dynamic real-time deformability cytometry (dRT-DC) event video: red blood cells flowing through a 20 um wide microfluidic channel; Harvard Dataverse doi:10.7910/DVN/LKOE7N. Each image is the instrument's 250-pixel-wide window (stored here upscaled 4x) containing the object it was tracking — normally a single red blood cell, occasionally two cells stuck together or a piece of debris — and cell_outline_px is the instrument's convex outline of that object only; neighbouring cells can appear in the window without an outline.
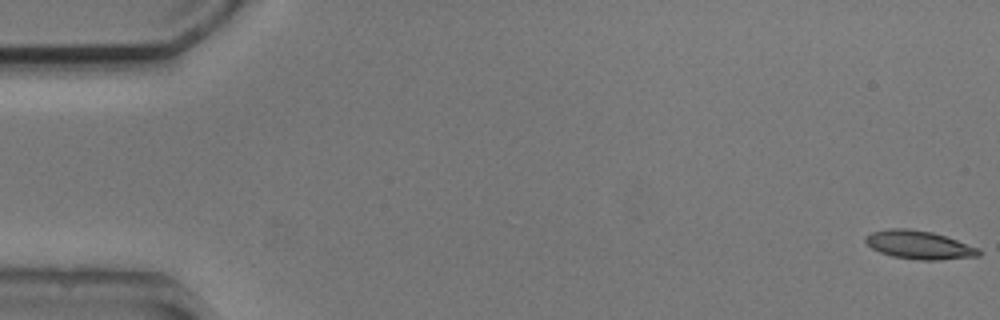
{"species": "common noctule bat (a hibernating species)", "species_latin": "Nyctalus noctula", "temperature_condition": "cold", "stored_images_in_passage": 52, "camera_frame_rate_fps": 3000, "um_per_image_px": 0.085, "animal": {"sex": "male", "body_mass_g": 20.5, "forearm_length_mm": 52.5}, "frame": {"image": 1, "passage_image": 1, "time_ms": 0.0, "image_size_px": [1000, 320], "cell_outline_px": [[984, 252], [980, 256], [940, 260], [916, 260], [892, 256], [880, 252], [872, 248], [864, 240], [864, 236], [872, 232], [888, 228], [908, 228], [932, 232], [980, 248]], "centroid_in_image_um": [78.14, 20.82], "position_along_channel_um": 6.9, "area_um2": 18.9}}
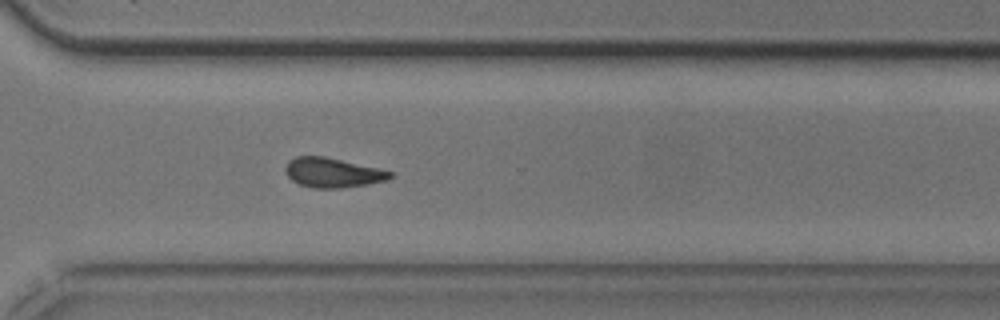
{"frame": {"image": 2, "passage_image": 39, "time_ms": 12.667, "image_size_px": [1000, 320], "cell_outline_px": [[392, 176], [388, 180], [368, 184], [344, 188], [312, 188], [300, 184], [292, 180], [284, 172], [284, 168], [288, 160], [296, 156], [324, 156], [380, 168], [392, 172]], "centroid_in_image_um": [28.26, 14.67], "position_along_channel_um": 342.3, "area_um2": 18.26}}
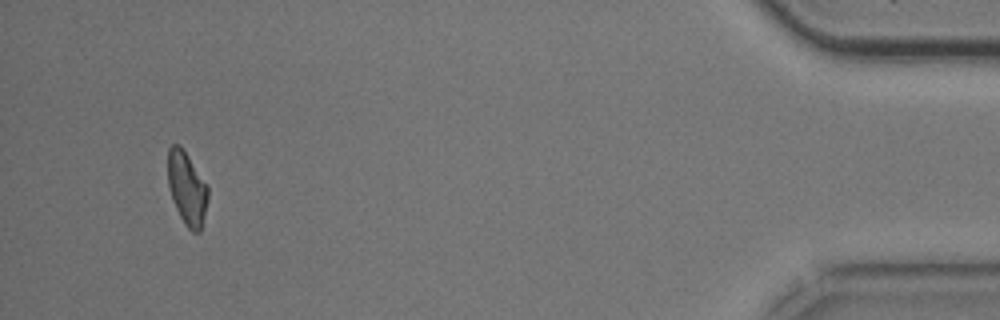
{"frame": {"image": 3, "passage_image": 51, "time_ms": 16.667, "image_size_px": [1000, 320], "cell_outline_px": [[208, 200], [200, 232], [192, 232], [184, 224], [172, 200], [168, 184], [168, 148], [172, 144], [180, 144], [208, 184]], "centroid_in_image_um": [15.89, 15.99], "position_along_channel_um": 419.3, "area_um2": 17.28}}